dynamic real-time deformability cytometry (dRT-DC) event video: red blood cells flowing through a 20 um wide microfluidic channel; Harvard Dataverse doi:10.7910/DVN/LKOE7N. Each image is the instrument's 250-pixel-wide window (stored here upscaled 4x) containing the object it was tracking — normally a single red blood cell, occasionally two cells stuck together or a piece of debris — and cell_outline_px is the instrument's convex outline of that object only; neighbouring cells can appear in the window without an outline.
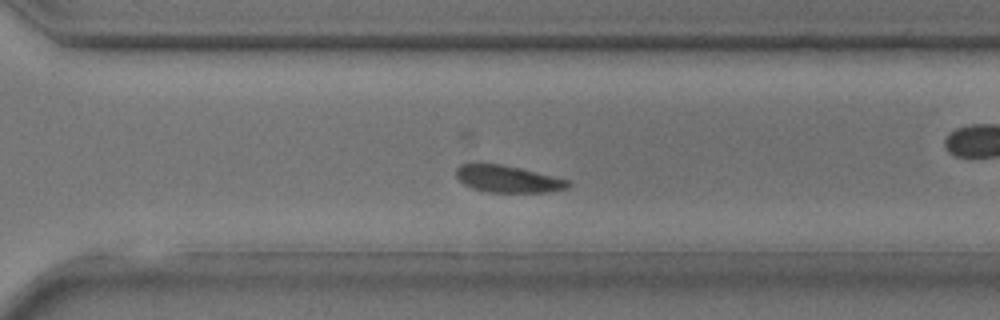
{"species": "common noctule bat (a hibernating species)", "species_latin": "Nyctalus noctula", "temperature_condition": "room temperature", "stored_images_in_passage": 27, "camera_frame_rate_fps": 3000, "um_per_image_px": 0.085, "animal": {"sex": "male", "body_mass_g": 17.9, "forearm_length_mm": 54.2}, "frame": {"image": 1, "passage_image": 16, "time_ms": 5.0, "image_size_px": [1000, 320], "cell_outline_px": [[572, 184], [568, 188], [548, 192], [488, 192], [472, 188], [464, 184], [456, 176], [456, 168], [460, 164], [468, 160], [480, 160], [500, 164], [572, 180]], "centroid_in_image_um": [43.1, 15.16], "position_along_channel_um": 327.5, "area_um2": 18.26}}
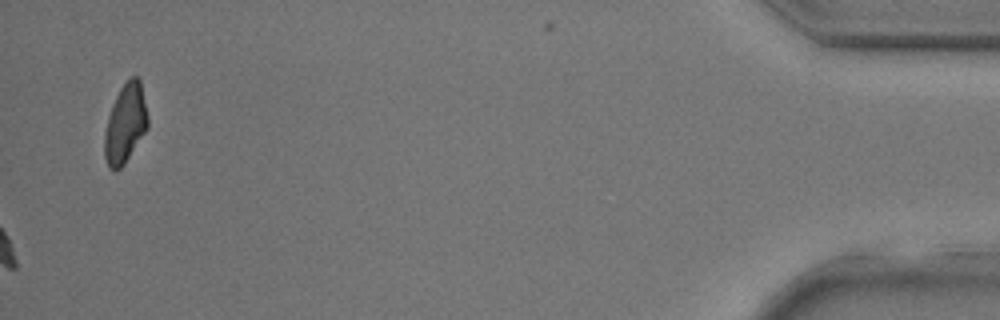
{"frame": {"image": 2, "passage_image": 27, "time_ms": 8.667, "image_size_px": [1000, 320], "cell_outline_px": [[148, 128], [124, 164], [116, 172], [108, 168], [104, 156], [104, 132], [108, 116], [112, 104], [120, 88], [132, 76], [136, 76], [140, 80], [148, 116]], "centroid_in_image_um": [10.64, 10.54], "position_along_channel_um": 424.6, "area_um2": 20.0}}